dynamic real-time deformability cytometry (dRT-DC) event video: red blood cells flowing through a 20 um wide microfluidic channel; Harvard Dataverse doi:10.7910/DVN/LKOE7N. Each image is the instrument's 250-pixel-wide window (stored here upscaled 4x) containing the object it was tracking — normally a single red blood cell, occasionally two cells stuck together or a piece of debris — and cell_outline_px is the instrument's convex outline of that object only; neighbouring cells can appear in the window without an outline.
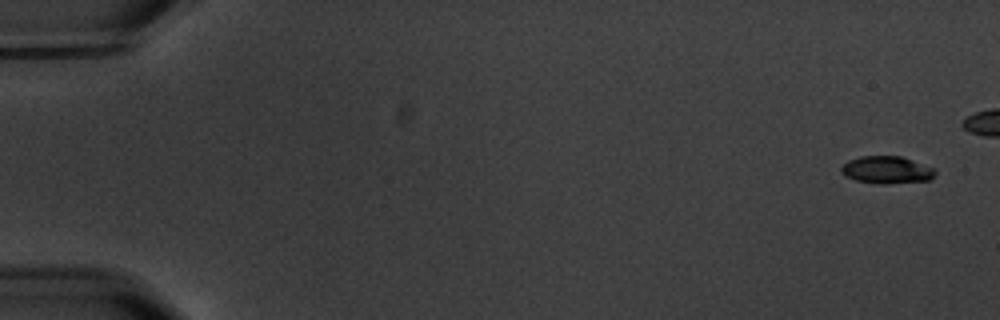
{"species": "common noctule bat (a hibernating species)", "species_latin": "Nyctalus noctula", "temperature_condition": "warm", "stored_images_in_passage": 5, "segment_of_instrument_passage": [2, 2], "camera_frame_rate_fps": 3000, "um_per_image_px": 0.085, "animal": {"sex": "male", "body_mass_g": 20.1, "forearm_length_mm": 53.5}, "frame": {"image": 1, "passage_image": 5, "time_ms": 8.333, "image_size_px": [1000, 320], "cell_outline_px": [[936, 172], [928, 180], [888, 184], [880, 184], [856, 180], [844, 176], [840, 172], [840, 168], [848, 160], [860, 156], [900, 156], [936, 168]], "centroid_in_image_um": [75.35, 14.44], "position_along_channel_um": 9.7, "area_um2": 15.03}}